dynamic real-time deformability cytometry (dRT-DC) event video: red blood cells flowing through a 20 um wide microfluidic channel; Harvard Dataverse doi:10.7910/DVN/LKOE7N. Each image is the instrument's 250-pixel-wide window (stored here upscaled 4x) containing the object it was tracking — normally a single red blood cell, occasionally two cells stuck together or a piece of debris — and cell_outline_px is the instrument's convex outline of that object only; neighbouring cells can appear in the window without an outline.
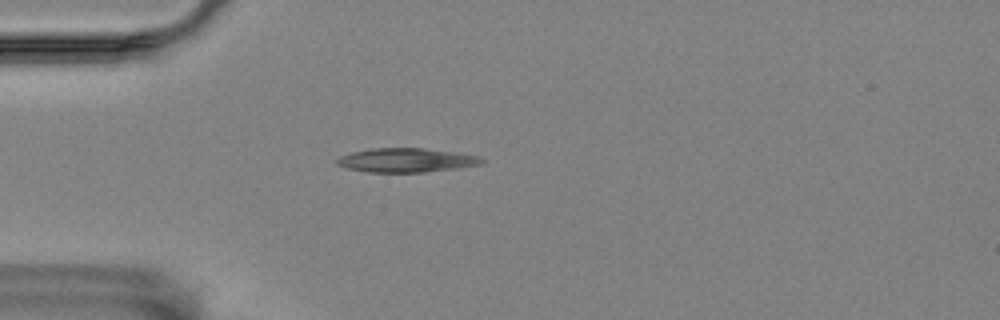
{"species": "Egyptian fruit bat (a non-hibernating species)", "species_latin": "Rousettus aegyptiacus", "temperature_condition": "room temperature", "stored_images_in_passage": 2, "camera_frame_rate_fps": 3000, "um_per_image_px": 0.085, "animal": {"sex": "female"}, "frame": {"image": 1, "passage_image": 2, "time_ms": 0.333, "image_size_px": [1000, 320], "cell_outline_px": [[484, 160], [480, 164], [456, 168], [420, 172], [368, 172], [348, 168], [336, 164], [336, 160], [340, 156], [352, 152], [372, 148], [424, 148], [480, 156]], "centroid_in_image_um": [34.5, 13.61], "position_along_channel_um": 50.5, "area_um2": 20.0}}